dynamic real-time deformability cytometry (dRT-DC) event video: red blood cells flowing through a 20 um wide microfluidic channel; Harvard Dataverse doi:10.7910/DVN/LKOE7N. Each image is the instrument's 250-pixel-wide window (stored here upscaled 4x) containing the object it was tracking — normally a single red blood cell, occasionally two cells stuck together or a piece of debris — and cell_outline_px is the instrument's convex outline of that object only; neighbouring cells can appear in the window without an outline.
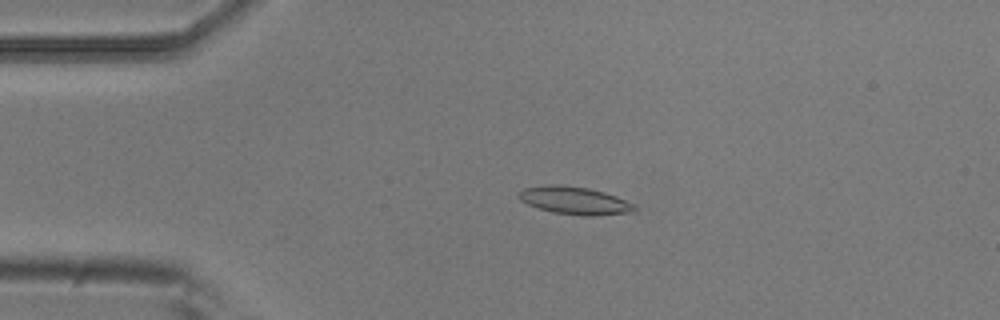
{"species": "common noctule bat (a hibernating species)", "species_latin": "Nyctalus noctula", "temperature_condition": "room temperature", "stored_images_in_passage": 6, "camera_frame_rate_fps": 3000, "um_per_image_px": 0.085, "animal": {"sex": "male", "body_mass_g": 20.5, "forearm_length_mm": 52.5}, "frame": {"image": 1, "passage_image": 4, "time_ms": 1.0, "image_size_px": [1000, 320], "cell_outline_px": [[636, 212], [596, 216], [584, 216], [552, 212], [528, 204], [520, 200], [520, 192], [524, 188], [548, 184], [564, 184], [588, 188], [604, 192], [616, 196], [632, 204], [636, 208]], "centroid_in_image_um": [48.87, 17.04], "position_along_channel_um": 36.1, "area_um2": 18.67}}